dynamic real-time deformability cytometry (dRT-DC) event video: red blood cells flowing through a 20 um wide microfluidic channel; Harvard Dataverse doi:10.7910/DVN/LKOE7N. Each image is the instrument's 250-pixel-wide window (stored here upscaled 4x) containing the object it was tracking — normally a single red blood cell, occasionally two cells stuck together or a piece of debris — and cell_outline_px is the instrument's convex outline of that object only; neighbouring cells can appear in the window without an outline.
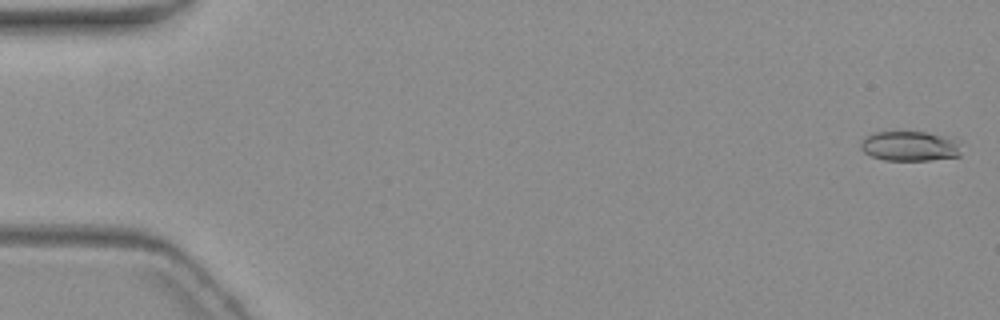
{"species": "common noctule bat (a hibernating species)", "species_latin": "Nyctalus noctula", "temperature_condition": "warm", "stored_images_in_passage": 5, "camera_frame_rate_fps": 3000, "um_per_image_px": 0.085, "animal": {"sex": "female", "body_mass_g": 19.3, "forearm_length_mm": 54.1}, "frame": {"image": 1, "passage_image": 1, "time_ms": 0.0, "image_size_px": [1000, 320], "cell_outline_px": [[960, 156], [928, 160], [884, 160], [872, 156], [864, 152], [860, 148], [860, 144], [864, 136], [876, 132], [924, 132], [960, 140]], "centroid_in_image_um": [77.33, 12.42], "position_along_channel_um": 7.7, "area_um2": 17.51}}
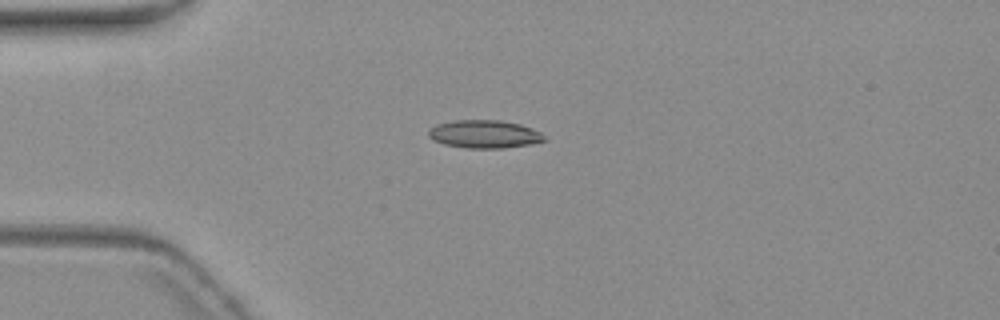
{"frame": {"image": 2, "passage_image": 5, "time_ms": 4.667, "image_size_px": [1000, 320], "cell_outline_px": [[548, 140], [528, 144], [504, 148], [468, 148], [444, 144], [432, 140], [428, 136], [428, 132], [436, 124], [452, 120], [500, 120], [520, 124], [532, 128], [548, 136]], "centroid_in_image_um": [41.2, 11.39], "position_along_channel_um": 43.8, "area_um2": 19.02}}